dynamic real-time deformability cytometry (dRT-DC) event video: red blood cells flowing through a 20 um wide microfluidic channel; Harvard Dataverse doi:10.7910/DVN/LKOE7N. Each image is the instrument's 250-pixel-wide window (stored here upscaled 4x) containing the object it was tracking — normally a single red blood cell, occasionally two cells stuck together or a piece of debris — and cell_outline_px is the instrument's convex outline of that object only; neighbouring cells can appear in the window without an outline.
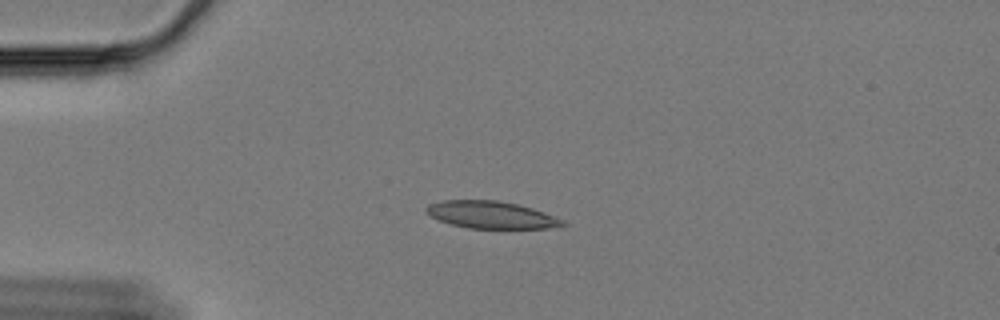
{"species": "Egyptian fruit bat (a non-hibernating species)", "species_latin": "Rousettus aegyptiacus", "temperature_condition": "cold", "stored_images_in_passage": 49, "camera_frame_rate_fps": 3000, "um_per_image_px": 0.085, "animal": {"sex": "female"}, "frame": {"image": 1, "passage_image": 4, "time_ms": 1.0, "image_size_px": [1000, 320], "cell_outline_px": [[568, 224], [548, 228], [468, 228], [452, 224], [440, 220], [424, 212], [424, 208], [428, 204], [444, 200], [496, 200], [516, 204], [532, 208], [544, 212], [564, 220]], "centroid_in_image_um": [41.73, 18.25], "position_along_channel_um": 43.3, "area_um2": 21.5}}
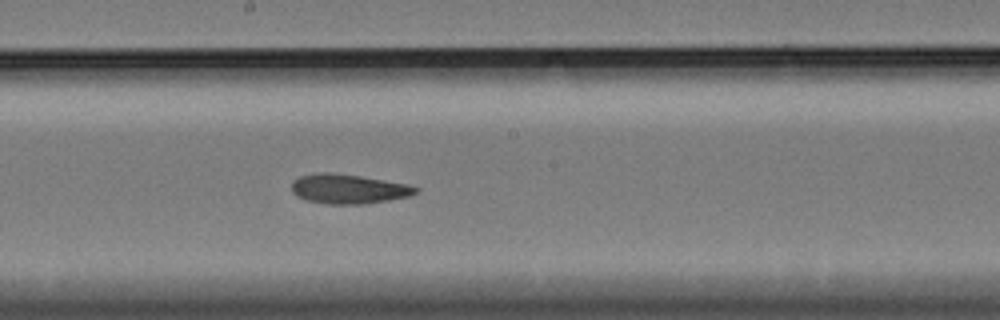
{"frame": {"image": 2, "passage_image": 22, "time_ms": 7.0, "image_size_px": [1000, 320], "cell_outline_px": [[420, 188], [416, 192], [408, 196], [368, 204], [324, 204], [304, 200], [296, 196], [292, 192], [292, 180], [300, 176], [320, 172], [328, 172], [360, 176], [408, 184]], "centroid_in_image_um": [29.57, 16.07], "position_along_channel_um": 218.6, "area_um2": 21.44}}
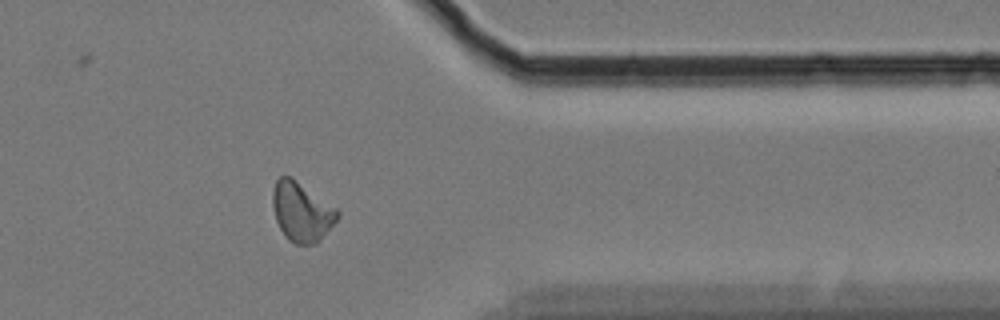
{"frame": {"image": 3, "passage_image": 38, "time_ms": 12.333, "image_size_px": [1000, 320], "cell_outline_px": [[340, 216], [320, 240], [316, 244], [296, 244], [288, 240], [284, 236], [276, 220], [272, 204], [272, 192], [276, 180], [280, 176], [288, 176], [336, 208], [340, 212]], "centroid_in_image_um": [25.62, 18.04], "position_along_channel_um": 385.8, "area_um2": 22.02}, "authors_computed_cell_mechanics": {"area_um2": 21.3282, "velocity_mm_per_s": 3.3365, "shape_relaxation_time_tau1_ms": 10.4309, "shape_relaxation_time_tau2_ms": 7.7116, "deformation_change_tau1": 0.1886, "deformation_change_tau2": 0.1565}}